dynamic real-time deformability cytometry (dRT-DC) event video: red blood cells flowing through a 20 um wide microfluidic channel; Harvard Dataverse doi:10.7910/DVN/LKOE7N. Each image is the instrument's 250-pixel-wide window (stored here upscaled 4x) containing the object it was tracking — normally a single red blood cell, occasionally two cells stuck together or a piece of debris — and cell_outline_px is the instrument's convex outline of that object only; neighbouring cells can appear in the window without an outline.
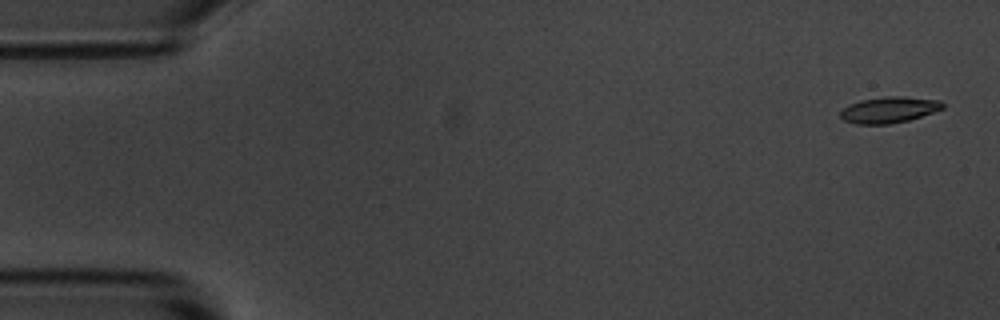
{"species": "common noctule bat (a hibernating species)", "species_latin": "Nyctalus noctula", "temperature_condition": "room temperature", "stored_images_in_passage": 5, "camera_frame_rate_fps": 3000, "um_per_image_px": 0.085, "animal": {"sex": "male", "body_mass_g": 20.1, "forearm_length_mm": 53.5}, "frame": {"image": 1, "passage_image": 1, "time_ms": 0.0, "image_size_px": [1000, 320], "cell_outline_px": [[944, 108], [908, 120], [888, 124], [856, 124], [844, 120], [840, 116], [840, 112], [848, 104], [860, 100], [884, 96], [904, 96], [940, 100], [944, 104]], "centroid_in_image_um": [75.55, 9.32], "position_along_channel_um": 9.5, "area_um2": 15.55}}
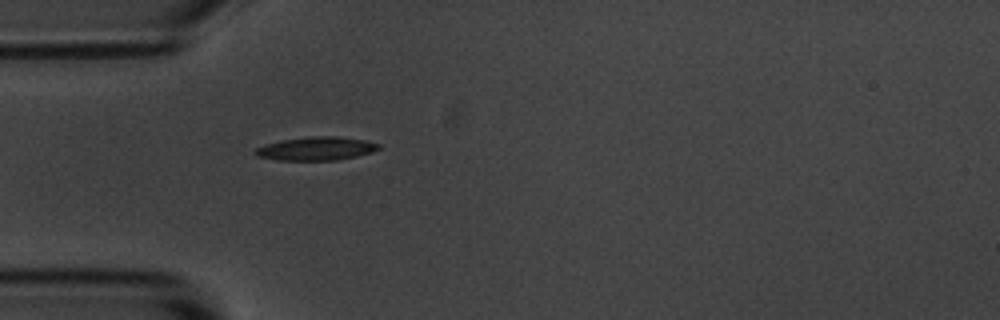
{"frame": {"image": 2, "passage_image": 5, "time_ms": 4.667, "image_size_px": [1000, 320], "cell_outline_px": [[380, 148], [372, 152], [356, 156], [336, 160], [280, 160], [256, 156], [252, 152], [256, 148], [264, 144], [280, 140], [312, 136], [340, 136], [364, 140], [380, 144]], "centroid_in_image_um": [26.85, 12.62], "position_along_channel_um": 58.2, "area_um2": 16.94}}